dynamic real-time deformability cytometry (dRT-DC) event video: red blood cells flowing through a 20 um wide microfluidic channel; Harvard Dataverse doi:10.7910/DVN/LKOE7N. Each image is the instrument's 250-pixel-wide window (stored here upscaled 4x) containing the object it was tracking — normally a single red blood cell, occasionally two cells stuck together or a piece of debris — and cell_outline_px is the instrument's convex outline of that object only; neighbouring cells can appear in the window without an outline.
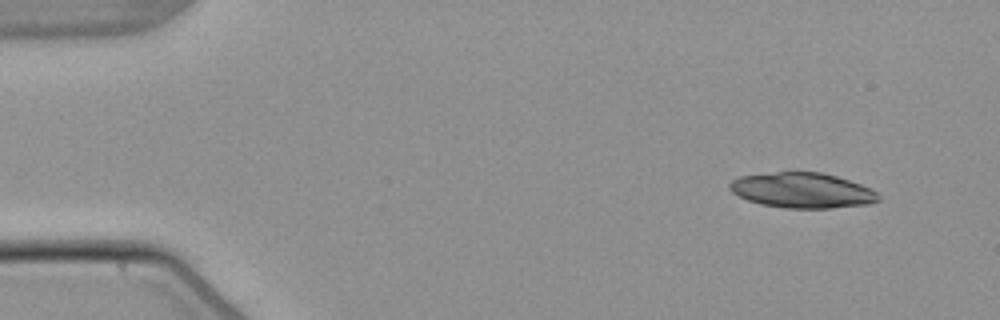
{"species": "common noctule bat (a hibernating species)", "species_latin": "Nyctalus noctula", "temperature_condition": "warm", "stored_images_in_passage": 4, "camera_frame_rate_fps": 3000, "um_per_image_px": 0.085, "animal": {"sex": "male", "body_mass_g": 21.5, "forearm_length_mm": 52.0}, "frame": {"image": 1, "passage_image": 1, "time_ms": 0.0, "image_size_px": [1000, 320], "cell_outline_px": [[880, 200], [868, 204], [832, 208], [784, 208], [760, 204], [748, 200], [732, 192], [728, 188], [728, 184], [732, 180], [740, 176], [776, 172], [820, 172], [836, 176], [860, 184], [876, 192], [880, 196]], "centroid_in_image_um": [68.17, 16.18], "position_along_channel_um": 16.8, "area_um2": 30.46}}